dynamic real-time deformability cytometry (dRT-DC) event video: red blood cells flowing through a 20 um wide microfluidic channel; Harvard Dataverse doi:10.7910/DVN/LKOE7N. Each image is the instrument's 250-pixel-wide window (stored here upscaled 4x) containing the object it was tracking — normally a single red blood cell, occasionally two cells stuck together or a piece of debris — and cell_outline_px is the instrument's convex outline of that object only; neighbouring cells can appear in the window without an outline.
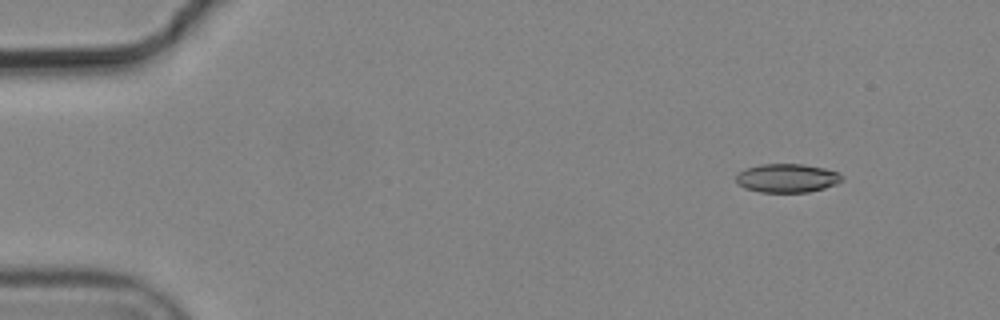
{"species": "common noctule bat (a hibernating species)", "species_latin": "Nyctalus noctula", "temperature_condition": "cold", "stored_images_in_passage": 5, "camera_frame_rate_fps": 3000, "um_per_image_px": 0.085, "animal": {"sex": "male", "body_mass_g": 19.2, "forearm_length_mm": 51.8}, "frame": {"image": 1, "passage_image": 2, "time_ms": 0.333, "image_size_px": [1000, 320], "cell_outline_px": [[844, 180], [836, 184], [824, 188], [808, 192], [760, 192], [744, 188], [736, 180], [736, 176], [744, 168], [760, 164], [804, 164], [824, 168], [840, 172], [844, 176]], "centroid_in_image_um": [66.94, 15.13], "position_along_channel_um": 18.1, "area_um2": 17.86}}
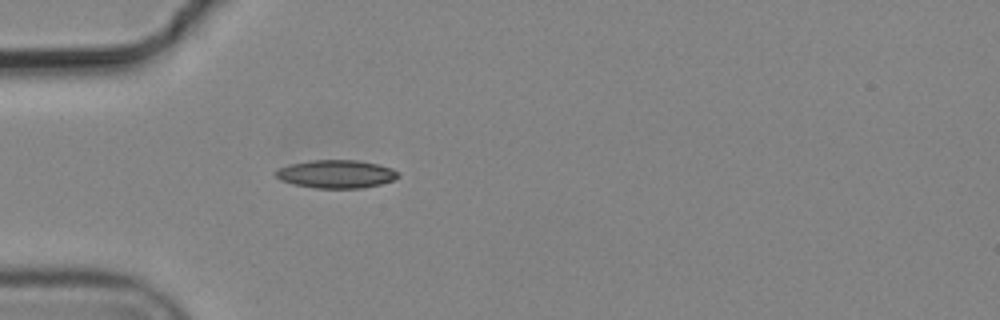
{"frame": {"image": 2, "passage_image": 5, "time_ms": 1.333, "image_size_px": [1000, 320], "cell_outline_px": [[400, 176], [392, 180], [380, 184], [360, 188], [316, 188], [296, 184], [280, 180], [272, 172], [288, 164], [312, 160], [356, 160], [376, 164], [392, 168], [400, 172]], "centroid_in_image_um": [28.57, 14.78], "position_along_channel_um": 56.4, "area_um2": 20.0}}